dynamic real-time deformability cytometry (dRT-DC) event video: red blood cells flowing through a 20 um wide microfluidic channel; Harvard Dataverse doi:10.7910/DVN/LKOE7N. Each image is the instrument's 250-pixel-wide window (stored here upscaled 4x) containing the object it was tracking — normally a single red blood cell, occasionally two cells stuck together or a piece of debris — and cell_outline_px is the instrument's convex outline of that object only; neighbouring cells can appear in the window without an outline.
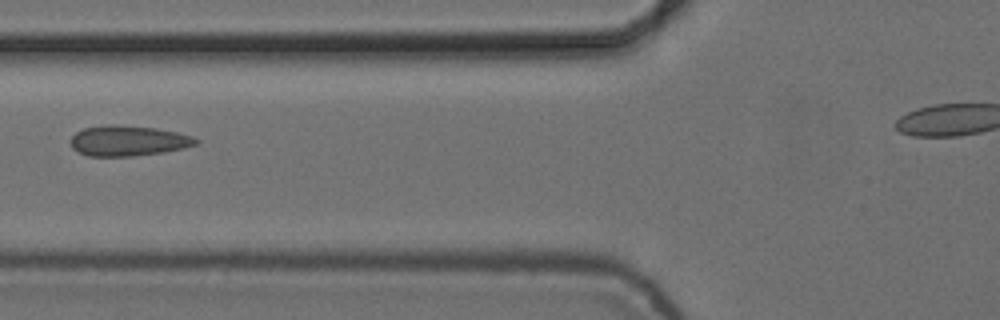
{"species": "common noctule bat (a hibernating species)", "species_latin": "Nyctalus noctula", "temperature_condition": "cold", "stored_images_in_passage": 7, "camera_frame_rate_fps": 3000, "um_per_image_px": 0.085, "animal": {"sex": "female", "body_mass_g": 24.6, "forearm_length_mm": 56.2}, "frame": {"image": 1, "passage_image": 6, "time_ms": 1.667, "image_size_px": [1000, 320], "cell_outline_px": [[200, 144], [184, 148], [164, 152], [132, 156], [88, 156], [72, 148], [72, 136], [76, 132], [84, 128], [104, 124], [116, 124], [156, 128], [176, 132], [192, 136], [200, 140]], "centroid_in_image_um": [10.93, 11.96], "position_along_channel_um": 114.9, "area_um2": 22.31}}
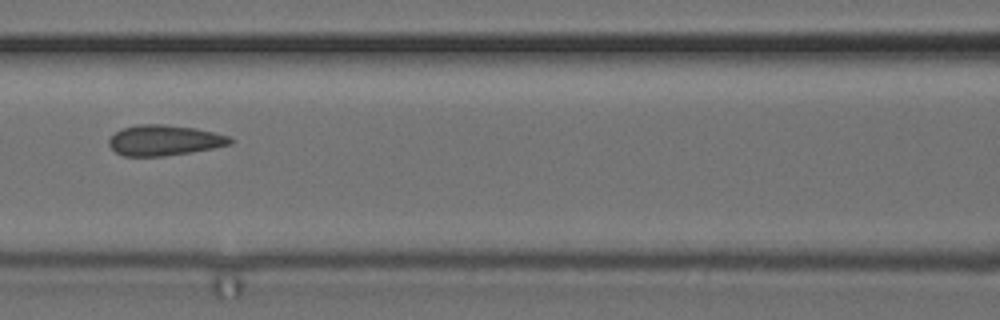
{"frame": {"image": 2, "passage_image": 7, "time_ms": 2.0, "image_size_px": [1000, 320], "cell_outline_px": [[236, 140], [232, 144], [192, 152], [164, 156], [124, 156], [116, 152], [108, 144], [108, 140], [116, 132], [124, 128], [136, 124], [164, 124], [196, 128], [228, 136]], "centroid_in_image_um": [13.98, 11.92], "position_along_channel_um": 152.6, "area_um2": 21.56}}